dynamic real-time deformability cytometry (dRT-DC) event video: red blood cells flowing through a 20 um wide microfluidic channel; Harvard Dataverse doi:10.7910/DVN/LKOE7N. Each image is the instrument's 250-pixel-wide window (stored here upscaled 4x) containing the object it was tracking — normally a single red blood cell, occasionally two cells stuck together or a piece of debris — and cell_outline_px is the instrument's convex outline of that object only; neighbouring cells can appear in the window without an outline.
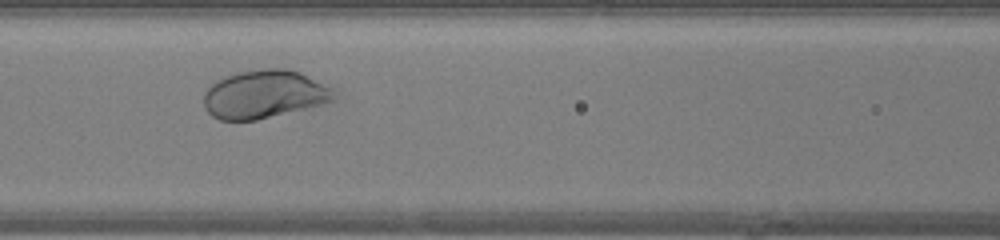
{"species": "human", "species_latin": "Homo sapiens", "temperature_condition": "warm", "stored_images_in_passage": 29, "camera_frame_rate_fps": 3000, "um_per_image_px": 0.085, "donor": {"sex": "female"}, "frame": {"image": 1, "passage_image": 11, "time_ms": 3.333, "image_size_px": [1000, 240], "cell_outline_px": [[332, 100], [320, 104], [256, 120], [220, 120], [212, 116], [204, 108], [204, 92], [216, 80], [224, 76], [240, 72], [264, 68], [288, 68], [300, 72], [328, 88], [332, 96]], "centroid_in_image_um": [22.34, 8.01], "position_along_channel_um": 144.3, "area_um2": 35.78}}
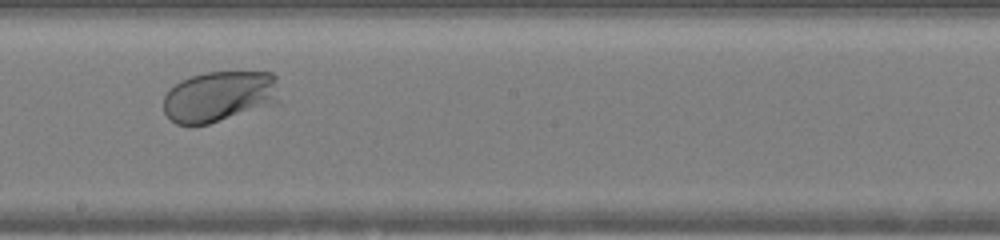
{"frame": {"image": 2, "passage_image": 17, "time_ms": 5.333, "image_size_px": [1000, 240], "cell_outline_px": [[280, 100], [276, 104], [208, 124], [176, 124], [164, 112], [164, 96], [180, 80], [204, 72], [272, 72], [276, 76]], "centroid_in_image_um": [18.69, 8.19], "position_along_channel_um": 229.5, "area_um2": 34.45}}
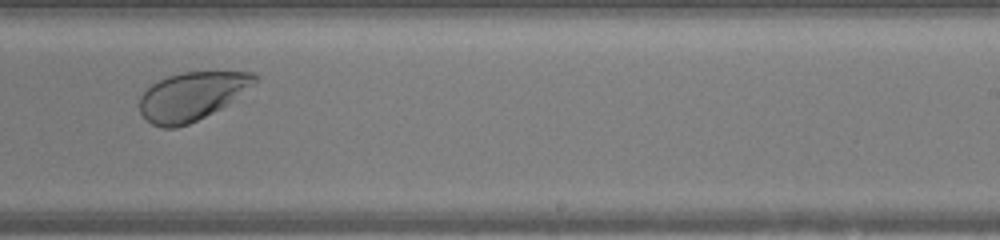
{"frame": {"image": 3, "passage_image": 20, "time_ms": 6.333, "image_size_px": [1000, 240], "cell_outline_px": [[256, 80], [228, 104], [188, 124], [176, 128], [160, 128], [152, 124], [140, 112], [140, 96], [156, 80], [180, 72], [252, 72], [256, 76]], "centroid_in_image_um": [16.24, 8.18], "position_along_channel_um": 272.8, "area_um2": 31.85}, "authors_computed_cell_mechanics": {"area_um2": 36.5874, "velocity_mm_per_s": 4.2754, "shape_relaxation_time_tau1_ms": 0.9682, "shape_relaxation_time_tau2_ms": null, "deformation_change_tau1": 0.0992, "deformation_change_tau2": null}}